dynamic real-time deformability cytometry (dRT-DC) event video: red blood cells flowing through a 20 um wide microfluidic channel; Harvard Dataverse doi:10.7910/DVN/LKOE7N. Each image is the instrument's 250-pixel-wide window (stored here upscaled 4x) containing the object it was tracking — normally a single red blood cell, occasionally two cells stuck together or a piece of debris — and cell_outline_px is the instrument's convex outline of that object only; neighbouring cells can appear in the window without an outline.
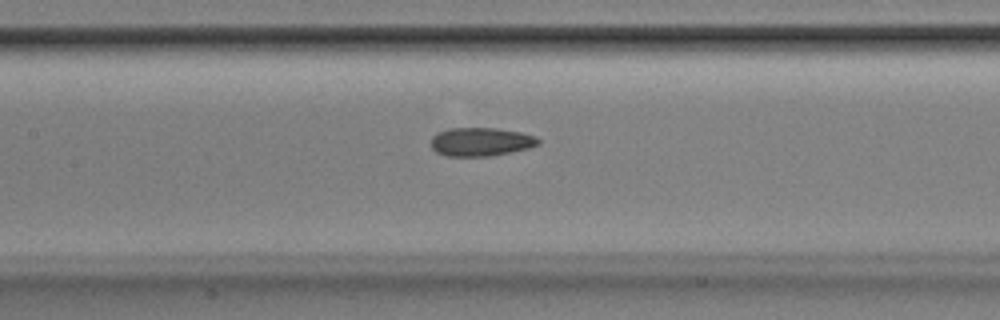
{"species": "Egyptian fruit bat (a non-hibernating species)", "species_latin": "Rousettus aegyptiacus", "temperature_condition": "room temperature", "stored_images_in_passage": 46, "camera_frame_rate_fps": 3000, "um_per_image_px": 0.085, "animal": {"sex": "male"}, "frame": {"image": 1, "passage_image": 25, "time_ms": 8.0, "image_size_px": [1000, 320], "cell_outline_px": [[540, 144], [528, 148], [488, 156], [448, 156], [436, 152], [432, 148], [432, 136], [448, 128], [496, 128], [520, 132], [536, 136], [540, 140]], "centroid_in_image_um": [40.88, 12.05], "position_along_channel_um": 166.5, "area_um2": 17.69}}
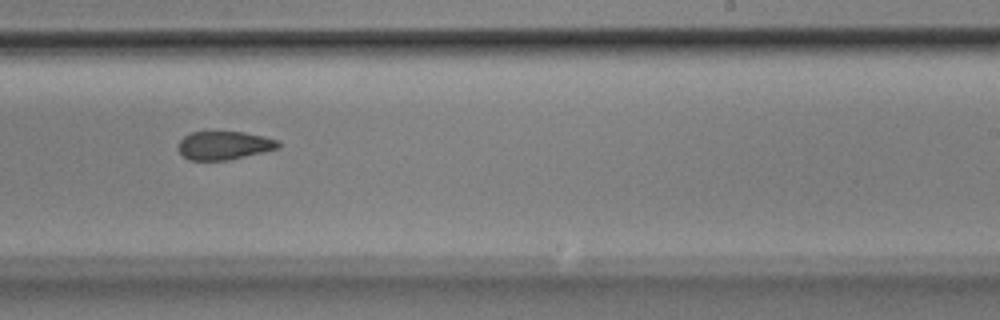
{"frame": {"image": 2, "passage_image": 33, "time_ms": 10.667, "image_size_px": [1000, 320], "cell_outline_px": [[280, 148], [228, 160], [188, 160], [176, 148], [180, 140], [184, 136], [192, 132], [208, 128], [244, 132], [264, 136], [280, 140]], "centroid_in_image_um": [19.03, 12.3], "position_along_channel_um": 270.0, "area_um2": 17.4}}
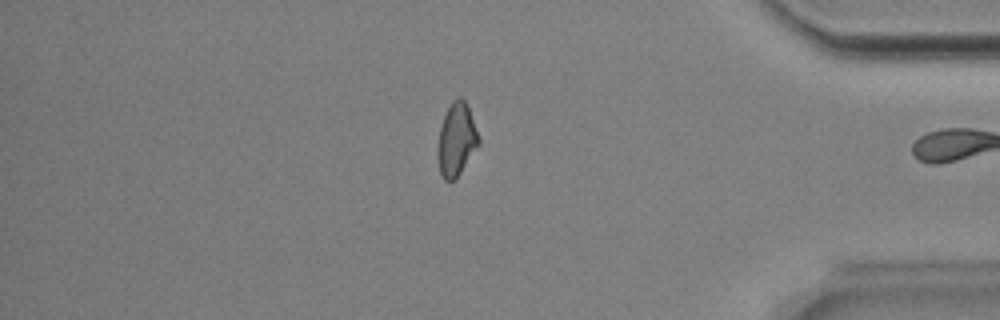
{"frame": {"image": 3, "passage_image": 45, "time_ms": 14.667, "image_size_px": [1000, 320], "cell_outline_px": [[480, 144], [456, 180], [444, 180], [440, 172], [440, 128], [444, 116], [452, 100], [456, 96], [460, 96], [464, 100], [468, 108], [480, 140]], "centroid_in_image_um": [38.84, 11.86], "position_along_channel_um": 396.4, "area_um2": 16.82}, "authors_computed_cell_mechanics": {"area_um2": 18.2937, "velocity_mm_per_s": 3.9077, "shape_relaxation_time_tau1_ms": 6.1287, "shape_relaxation_time_tau2_ms": 2.4634, "deformation_change_tau1": 0.148, "deformation_change_tau2": 0.0967}}